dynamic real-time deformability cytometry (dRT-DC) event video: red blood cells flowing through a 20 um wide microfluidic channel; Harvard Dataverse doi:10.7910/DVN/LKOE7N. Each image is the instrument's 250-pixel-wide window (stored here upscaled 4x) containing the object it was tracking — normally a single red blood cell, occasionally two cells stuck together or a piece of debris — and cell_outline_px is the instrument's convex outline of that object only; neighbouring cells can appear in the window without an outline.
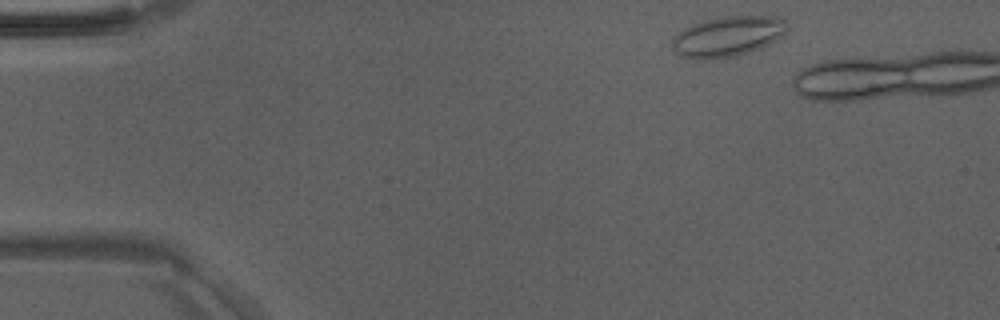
{"species": "Egyptian fruit bat (a non-hibernating species)", "species_latin": "Rousettus aegyptiacus", "temperature_condition": "room temperature", "stored_images_in_passage": 9, "camera_frame_rate_fps": 3000, "um_per_image_px": 0.085, "animal": {"sex": "male"}, "frame": {"image": 1, "passage_image": 2, "time_ms": 0.333, "image_size_px": [1000, 320], "cell_outline_px": [[788, 28], [780, 36], [768, 44], [760, 48], [736, 56], [704, 60], [696, 60], [684, 56], [676, 52], [672, 48], [672, 40], [684, 28], [692, 24], [724, 16], [772, 16], [784, 20], [788, 24]], "centroid_in_image_um": [61.85, 3.1], "position_along_channel_um": 23.2, "area_um2": 26.65}}